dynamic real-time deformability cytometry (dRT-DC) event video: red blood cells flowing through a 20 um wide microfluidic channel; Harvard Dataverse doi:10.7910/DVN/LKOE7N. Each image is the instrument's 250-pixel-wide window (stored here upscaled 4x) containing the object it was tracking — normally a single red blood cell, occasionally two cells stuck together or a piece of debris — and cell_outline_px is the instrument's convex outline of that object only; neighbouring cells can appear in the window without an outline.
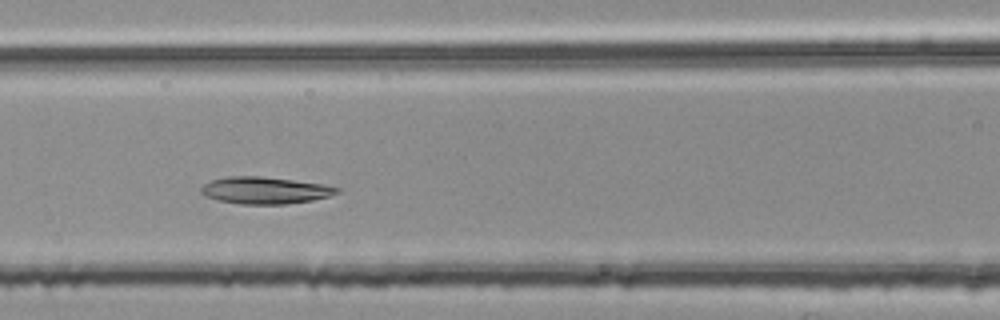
{"species": "common noctule bat (a hibernating species)", "species_latin": "Nyctalus noctula", "temperature_condition": "room temperature", "stored_images_in_passage": 32, "camera_frame_rate_fps": 3000, "um_per_image_px": 0.085, "animal": {"sex": "female", "body_mass_g": 25.1}, "frame": {"image": 1, "passage_image": 9, "time_ms": 2.667, "image_size_px": [1000, 320], "cell_outline_px": [[340, 192], [328, 196], [312, 200], [284, 204], [240, 204], [216, 200], [204, 196], [200, 192], [200, 188], [204, 184], [212, 180], [228, 176], [260, 176], [324, 184], [340, 188]], "centroid_in_image_um": [22.49, 16.18], "position_along_channel_um": 144.1, "area_um2": 21.33}}
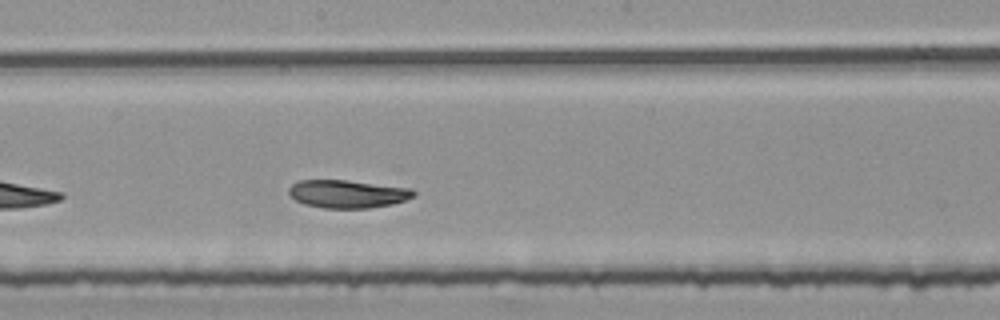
{"frame": {"image": 2, "passage_image": 15, "time_ms": 4.667, "image_size_px": [1000, 320], "cell_outline_px": [[416, 196], [392, 204], [368, 208], [324, 208], [304, 204], [296, 200], [288, 192], [288, 188], [292, 184], [300, 180], [348, 180], [412, 188], [416, 192]], "centroid_in_image_um": [29.56, 16.47], "position_along_channel_um": 218.6, "area_um2": 20.4}}
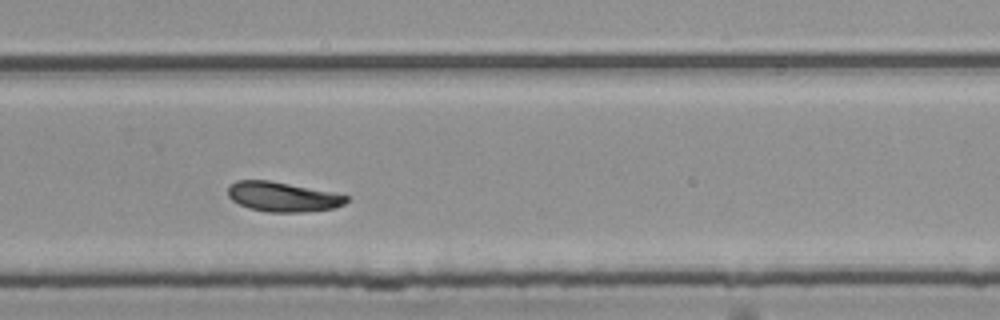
{"frame": {"image": 3, "passage_image": 22, "time_ms": 7.0, "image_size_px": [1000, 320], "cell_outline_px": [[348, 200], [344, 204], [336, 208], [304, 212], [268, 212], [248, 208], [232, 200], [228, 196], [228, 184], [236, 180], [268, 180], [348, 196]], "centroid_in_image_um": [23.97, 16.74], "position_along_channel_um": 305.8, "area_um2": 20.29}, "authors_computed_cell_mechanics": {"area_um2": 20.23, "velocity_mm_per_s": 3.7508, "shape_relaxation_time_tau1_ms": 3.6816, "shape_relaxation_time_tau2_ms": 3.9161, "deformation_change_tau1": 0.1365, "deformation_change_tau2": 0.0738}}